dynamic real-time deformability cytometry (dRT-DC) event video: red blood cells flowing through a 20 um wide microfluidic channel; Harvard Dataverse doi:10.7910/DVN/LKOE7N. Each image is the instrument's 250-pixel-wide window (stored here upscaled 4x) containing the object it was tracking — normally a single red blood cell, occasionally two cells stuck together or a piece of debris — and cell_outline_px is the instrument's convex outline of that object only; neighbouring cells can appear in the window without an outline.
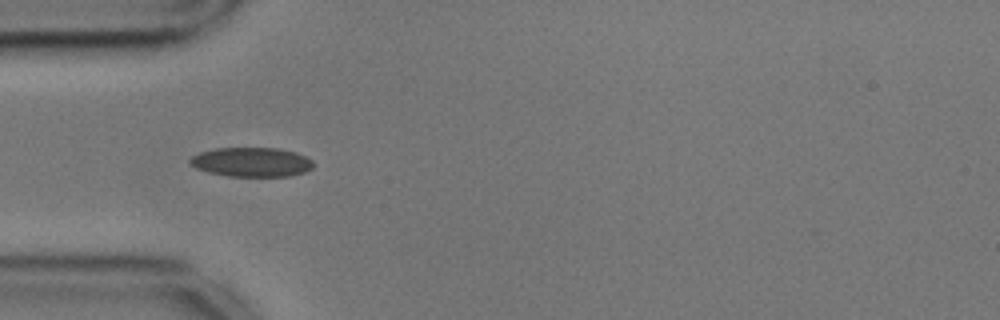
{"species": "common noctule bat (a hibernating species)", "species_latin": "Nyctalus noctula", "temperature_condition": "cold", "stored_images_in_passage": 16, "camera_frame_rate_fps": 3000, "um_per_image_px": 0.085, "animal": {"sex": "male", "body_mass_g": 17.9, "forearm_length_mm": 54.2}, "frame": {"image": 1, "passage_image": 5, "time_ms": 1.333, "image_size_px": [1000, 320], "cell_outline_px": [[312, 168], [304, 172], [292, 176], [228, 176], [208, 172], [196, 168], [188, 164], [188, 160], [192, 156], [200, 152], [216, 148], [276, 148], [296, 152], [312, 160]], "centroid_in_image_um": [21.35, 13.78], "position_along_channel_um": 63.7, "area_um2": 21.1}}